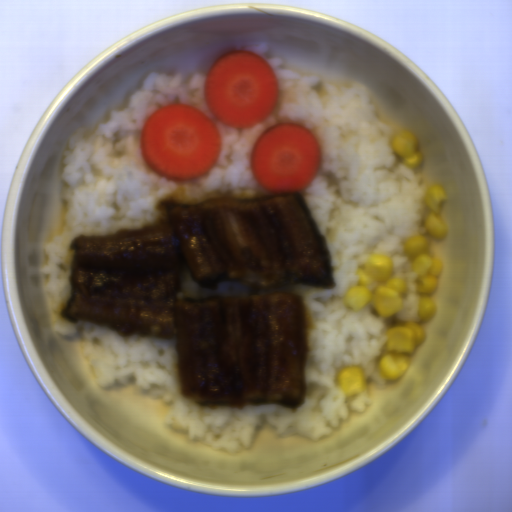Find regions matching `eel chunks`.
<instances>
[{"label": "eel chunks", "mask_w": 512, "mask_h": 512, "mask_svg": "<svg viewBox=\"0 0 512 512\" xmlns=\"http://www.w3.org/2000/svg\"><path fill=\"white\" fill-rule=\"evenodd\" d=\"M151 225L71 240V296L60 316L102 323L120 337L174 338L182 395L242 409L304 401L307 312L271 292L179 300L184 265L201 287L252 290L301 283L333 289L327 237L301 195L213 196L158 204Z\"/></svg>", "instance_id": "4dd315ae"}]
</instances>
